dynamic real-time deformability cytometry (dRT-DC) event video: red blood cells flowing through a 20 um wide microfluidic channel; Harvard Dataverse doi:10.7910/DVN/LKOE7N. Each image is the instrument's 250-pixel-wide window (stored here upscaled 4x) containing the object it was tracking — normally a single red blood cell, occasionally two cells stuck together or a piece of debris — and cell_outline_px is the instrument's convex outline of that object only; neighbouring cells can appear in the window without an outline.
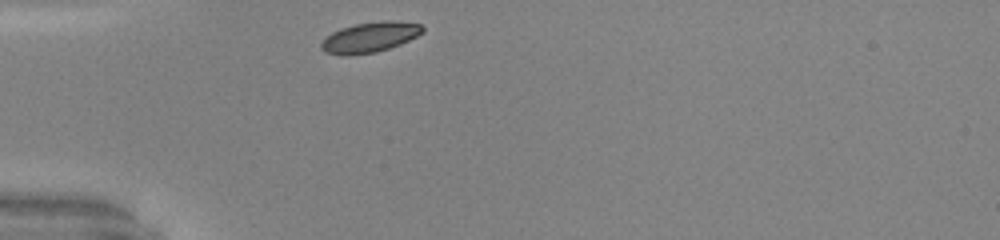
{"species": "common noctule bat (a hibernating species)", "species_latin": "Nyctalus noctula", "temperature_condition": "warm", "stored_images_in_passage": 27, "camera_frame_rate_fps": 3000, "um_per_image_px": 0.085, "animal": {"sex": "male", "body_mass_g": 20.0, "forearm_length_mm": 53.3}, "frame": {"image": 1, "passage_image": 1, "time_ms": 0.0, "image_size_px": [1000, 240], "cell_outline_px": [[424, 32], [400, 44], [376, 52], [324, 52], [320, 48], [320, 44], [332, 32], [340, 28], [356, 24], [384, 20], [392, 20], [420, 24], [424, 28]], "centroid_in_image_um": [31.51, 3.1], "position_along_channel_um": 53.5, "area_um2": 17.05}}
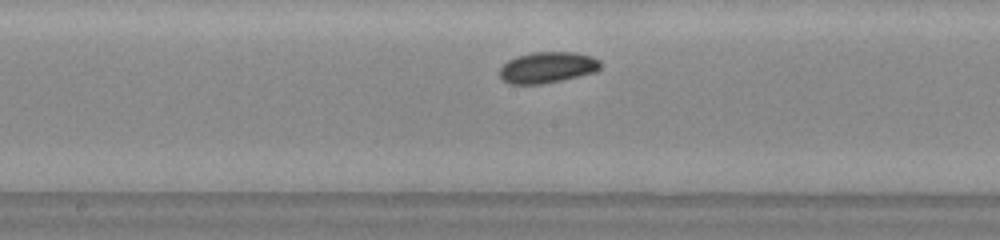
{"frame": {"image": 2, "passage_image": 13, "time_ms": 4.0, "image_size_px": [1000, 240], "cell_outline_px": [[600, 68], [596, 72], [560, 80], [540, 84], [508, 84], [500, 76], [500, 68], [508, 60], [516, 56], [532, 52], [576, 52], [592, 56], [600, 60]], "centroid_in_image_um": [46.53, 5.72], "position_along_channel_um": 201.7, "area_um2": 18.26}}
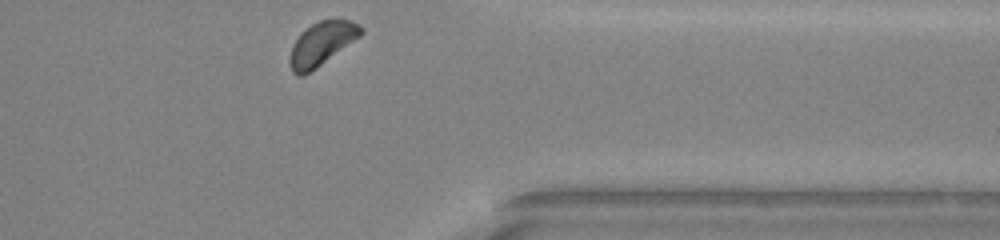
{"frame": {"image": 3, "passage_image": 27, "time_ms": 8.667, "image_size_px": [1000, 240], "cell_outline_px": [[364, 32], [360, 36], [316, 68], [304, 76], [296, 76], [292, 72], [288, 64], [288, 56], [292, 44], [300, 32], [312, 24], [320, 20], [352, 20], [360, 24], [364, 28]], "centroid_in_image_um": [27.3, 3.73], "position_along_channel_um": 384.1, "area_um2": 18.26}}